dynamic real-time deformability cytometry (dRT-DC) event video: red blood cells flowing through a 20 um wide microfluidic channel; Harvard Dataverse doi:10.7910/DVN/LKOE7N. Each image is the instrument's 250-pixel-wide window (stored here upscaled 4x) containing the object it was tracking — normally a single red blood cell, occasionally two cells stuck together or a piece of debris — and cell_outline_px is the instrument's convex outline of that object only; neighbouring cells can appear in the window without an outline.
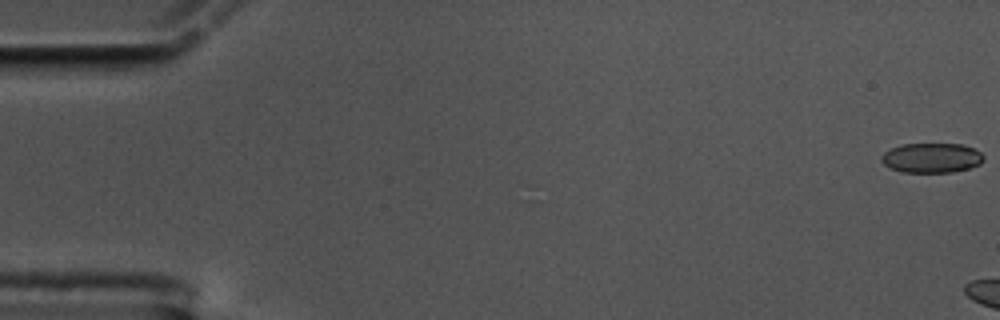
{"species": "common noctule bat (a hibernating species)", "species_latin": "Nyctalus noctula", "temperature_condition": "cold", "stored_images_in_passage": 6, "camera_frame_rate_fps": 3000, "um_per_image_px": 0.085, "animal": {"sex": "male", "body_mass_g": 17.5, "forearm_length_mm": 52.3}, "frame": {"image": 1, "passage_image": 1, "time_ms": 0.0, "image_size_px": [1000, 320], "cell_outline_px": [[984, 160], [980, 164], [968, 168], [952, 172], [904, 172], [892, 168], [884, 164], [880, 160], [880, 156], [884, 152], [900, 144], [964, 144], [980, 152], [984, 156]], "centroid_in_image_um": [79.18, 13.41], "position_along_channel_um": 5.8, "area_um2": 17.69}}